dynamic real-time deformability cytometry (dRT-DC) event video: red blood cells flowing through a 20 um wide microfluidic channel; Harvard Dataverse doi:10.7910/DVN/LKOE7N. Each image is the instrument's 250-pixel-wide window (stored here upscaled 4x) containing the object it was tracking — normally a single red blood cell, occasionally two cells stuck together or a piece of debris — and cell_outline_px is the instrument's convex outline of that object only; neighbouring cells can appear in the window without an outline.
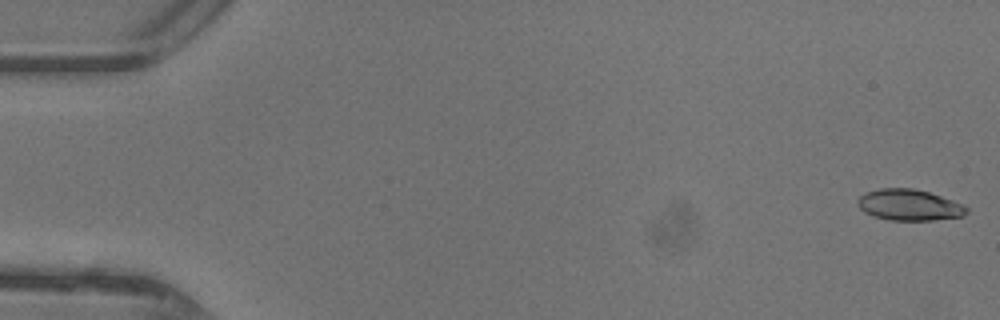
{"species": "common noctule bat (a hibernating species)", "species_latin": "Nyctalus noctula", "temperature_condition": "warm", "stored_images_in_passage": 47, "camera_frame_rate_fps": 3000, "um_per_image_px": 0.085, "animal": {"sex": "female"}, "frame": {"image": 1, "passage_image": 1, "time_ms": 0.0, "image_size_px": [1000, 320], "cell_outline_px": [[968, 212], [964, 216], [932, 220], [888, 220], [872, 216], [864, 212], [856, 204], [856, 200], [864, 192], [880, 188], [912, 188], [928, 192], [952, 200], [968, 208]], "centroid_in_image_um": [77.23, 17.42], "position_along_channel_um": 7.8, "area_um2": 19.83}}
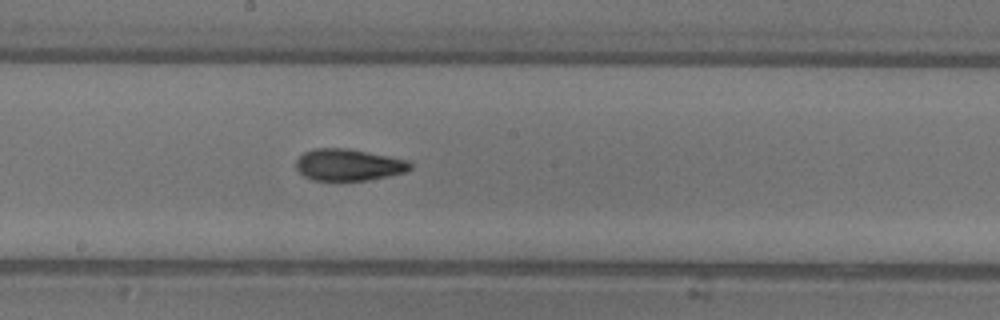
{"frame": {"image": 2, "passage_image": 26, "time_ms": 8.333, "image_size_px": [1000, 320], "cell_outline_px": [[412, 168], [404, 172], [388, 176], [368, 180], [312, 180], [304, 176], [296, 168], [296, 160], [304, 152], [316, 148], [348, 148], [408, 160], [412, 164]], "centroid_in_image_um": [29.62, 14.01], "position_along_channel_um": 218.6, "area_um2": 21.04}}
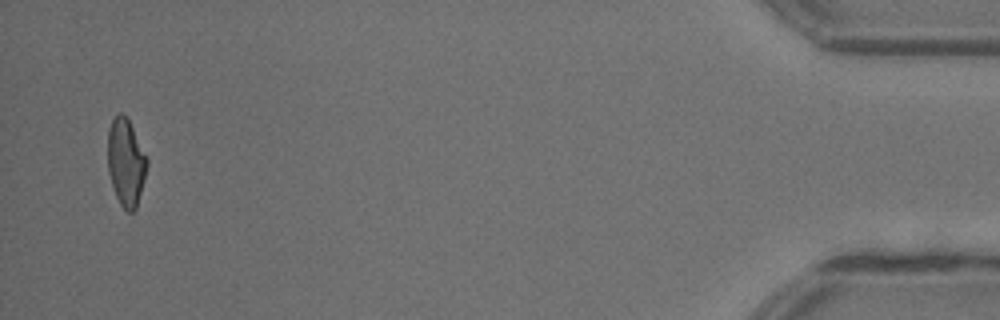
{"frame": {"image": 3, "passage_image": 46, "time_ms": 15.0, "image_size_px": [1000, 320], "cell_outline_px": [[148, 164], [144, 180], [136, 208], [132, 212], [128, 212], [120, 204], [112, 188], [108, 172], [108, 128], [112, 120], [120, 112], [128, 120], [148, 160]], "centroid_in_image_um": [10.68, 13.83], "position_along_channel_um": 424.5, "area_um2": 19.71}, "authors_computed_cell_mechanics": {"area_um2": 20.519, "velocity_mm_per_s": 4.4108, "shape_relaxation_time_tau1_ms": 5.2479, "shape_relaxation_time_tau2_ms": 1.8557, "deformation_change_tau1": 0.1888, "deformation_change_tau2": 0.0837}}